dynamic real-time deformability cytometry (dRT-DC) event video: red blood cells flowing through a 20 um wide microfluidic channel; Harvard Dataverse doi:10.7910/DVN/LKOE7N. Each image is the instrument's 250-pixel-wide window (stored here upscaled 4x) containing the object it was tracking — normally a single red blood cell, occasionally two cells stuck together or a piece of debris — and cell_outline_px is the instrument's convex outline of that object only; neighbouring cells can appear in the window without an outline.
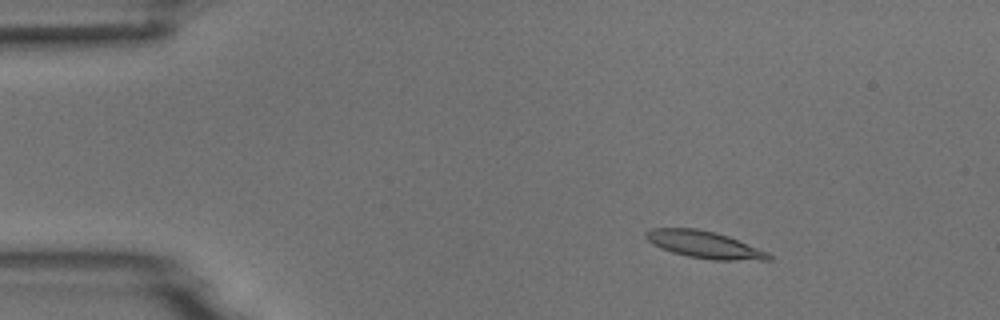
{"species": "common noctule bat (a hibernating species)", "species_latin": "Nyctalus noctula", "temperature_condition": "room temperature", "stored_images_in_passage": 4, "camera_frame_rate_fps": 3000, "um_per_image_px": 0.085, "animal": {"sex": "male", "body_mass_g": 18.8}, "frame": {"image": 1, "passage_image": 3, "time_ms": 2.0, "image_size_px": [1000, 320], "cell_outline_px": [[772, 260], [712, 260], [688, 256], [672, 252], [660, 248], [652, 244], [644, 236], [644, 232], [652, 228], [696, 228], [716, 232], [728, 236], [768, 252], [772, 256]], "centroid_in_image_um": [59.85, 20.79], "position_along_channel_um": 25.1, "area_um2": 19.42}}